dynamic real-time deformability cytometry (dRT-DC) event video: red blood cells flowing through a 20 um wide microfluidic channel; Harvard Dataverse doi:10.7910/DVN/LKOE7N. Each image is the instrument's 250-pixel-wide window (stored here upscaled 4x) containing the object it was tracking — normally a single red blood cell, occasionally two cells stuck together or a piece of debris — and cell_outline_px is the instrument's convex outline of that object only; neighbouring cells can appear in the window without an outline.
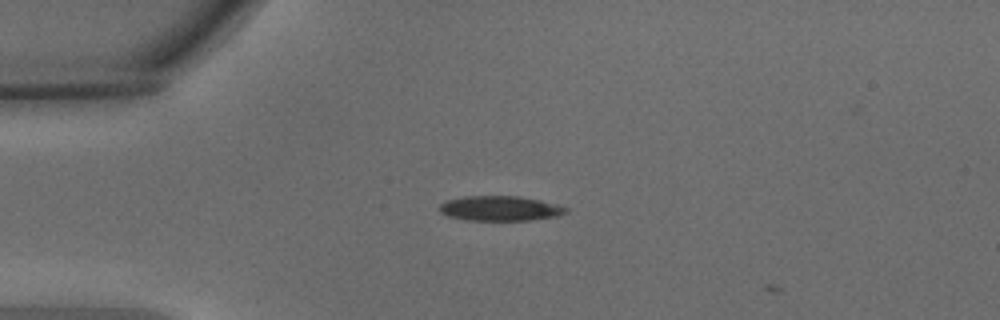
{"species": "common noctule bat (a hibernating species)", "species_latin": "Nyctalus noctula", "temperature_condition": "warm", "stored_images_in_passage": 2, "camera_frame_rate_fps": 3000, "um_per_image_px": 0.085, "animal": {"sex": "male", "body_mass_g": 15.6}, "frame": {"image": 1, "passage_image": 1, "time_ms": 0.0, "image_size_px": [1000, 320], "cell_outline_px": [[568, 212], [560, 216], [528, 220], [464, 220], [448, 216], [440, 212], [440, 204], [444, 200], [464, 196], [520, 196], [540, 200], [556, 204], [568, 208]], "centroid_in_image_um": [42.5, 17.71], "position_along_channel_um": 42.5, "area_um2": 18.5}}